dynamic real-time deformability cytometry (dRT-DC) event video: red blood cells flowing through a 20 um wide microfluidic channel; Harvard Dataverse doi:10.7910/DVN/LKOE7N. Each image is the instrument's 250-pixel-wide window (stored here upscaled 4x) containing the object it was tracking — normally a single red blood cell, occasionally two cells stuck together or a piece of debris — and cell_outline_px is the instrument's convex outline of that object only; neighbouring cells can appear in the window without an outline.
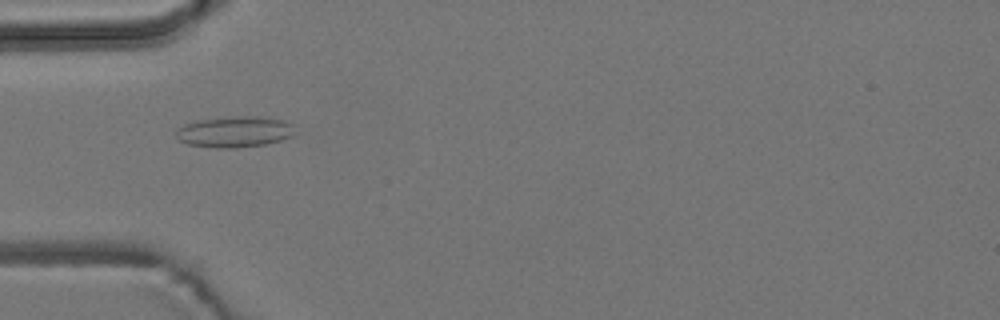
{"species": "common noctule bat (a hibernating species)", "species_latin": "Nyctalus noctula", "temperature_condition": "room temperature", "stored_images_in_passage": 54, "camera_frame_rate_fps": 3000, "um_per_image_px": 0.085, "animal": {"sex": "male", "body_mass_g": 19.2, "forearm_length_mm": 51.8}, "frame": {"image": 1, "passage_image": 17, "time_ms": 5.333, "image_size_px": [1000, 320], "cell_outline_px": [[292, 136], [280, 140], [264, 144], [232, 148], [216, 148], [188, 144], [180, 140], [176, 136], [176, 132], [184, 124], [196, 120], [236, 116], [268, 116], [284, 120], [292, 124]], "centroid_in_image_um": [19.94, 11.18], "position_along_channel_um": 65.1, "area_um2": 21.39}}
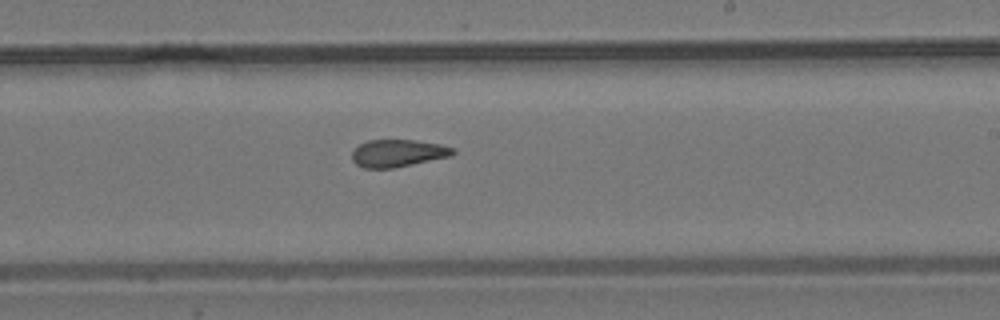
{"frame": {"image": 2, "passage_image": 32, "time_ms": 10.333, "image_size_px": [1000, 320], "cell_outline_px": [[456, 152], [452, 156], [392, 168], [364, 168], [356, 164], [352, 160], [352, 152], [360, 144], [368, 140], [416, 140], [440, 144], [456, 148]], "centroid_in_image_um": [33.85, 13.01], "position_along_channel_um": 255.1, "area_um2": 16.13}}
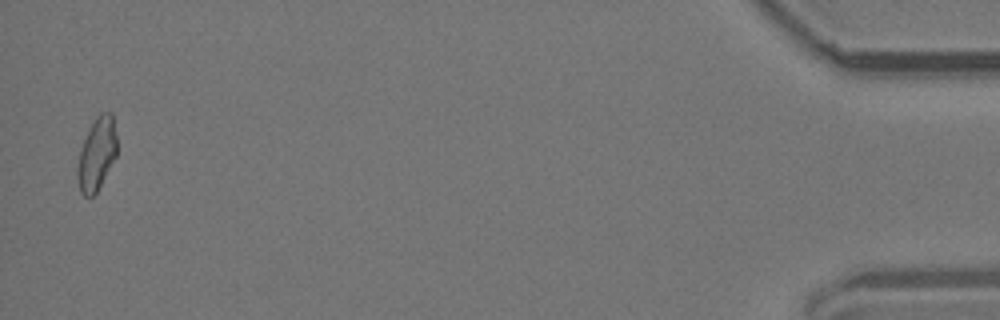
{"frame": {"image": 3, "passage_image": 53, "time_ms": 17.333, "image_size_px": [1000, 320], "cell_outline_px": [[116, 156], [96, 192], [92, 196], [84, 196], [80, 192], [76, 176], [76, 172], [80, 152], [84, 140], [96, 116], [100, 112], [112, 112], [116, 136]], "centroid_in_image_um": [8.22, 13.09], "position_along_channel_um": 427.0, "area_um2": 16.42}, "authors_computed_cell_mechanics": {"area_um2": 16.9065, "velocity_mm_per_s": 3.8011, "shape_relaxation_time_tau1_ms": null, "shape_relaxation_time_tau2_ms": 1.7734, "deformation_change_tau1": null, "deformation_change_tau2": 0.0879}}